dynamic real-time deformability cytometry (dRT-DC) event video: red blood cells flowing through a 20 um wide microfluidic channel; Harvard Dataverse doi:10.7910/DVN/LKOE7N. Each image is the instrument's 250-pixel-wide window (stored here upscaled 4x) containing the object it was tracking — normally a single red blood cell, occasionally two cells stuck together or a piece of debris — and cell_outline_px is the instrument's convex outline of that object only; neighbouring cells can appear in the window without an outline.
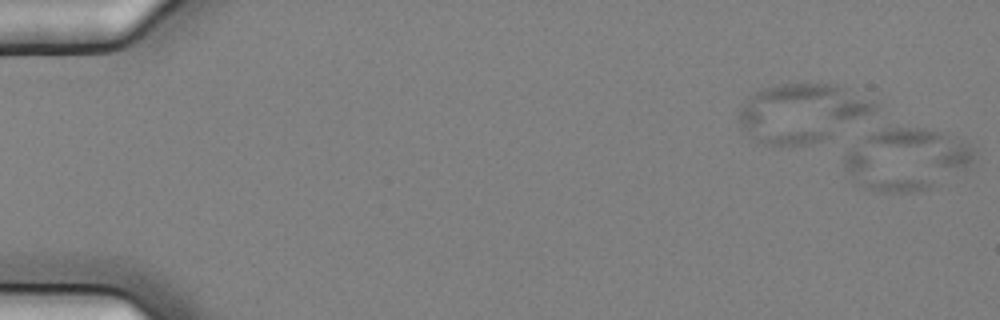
{"species": "common noctule bat (a hibernating species)", "species_latin": "Nyctalus noctula", "temperature_condition": "cold", "stored_images_in_passage": 2, "segment_of_instrument_passage": [2, 2], "camera_frame_rate_fps": 3000, "um_per_image_px": 0.085, "animal": {"sex": "female", "body_mass_g": 25.1}, "frame": {"image": 1, "passage_image": 2, "time_ms": 0.333, "image_size_px": [1000, 320], "cell_outline_px": [[976, 156], [972, 160], [928, 188], [920, 192], [876, 192], [868, 188], [844, 168], [844, 152], [848, 148], [872, 132], [884, 128], [924, 128], [956, 136], [976, 148]], "centroid_in_image_um": [77.02, 13.5], "position_along_channel_um": 8.0, "area_um2": 45.84}}